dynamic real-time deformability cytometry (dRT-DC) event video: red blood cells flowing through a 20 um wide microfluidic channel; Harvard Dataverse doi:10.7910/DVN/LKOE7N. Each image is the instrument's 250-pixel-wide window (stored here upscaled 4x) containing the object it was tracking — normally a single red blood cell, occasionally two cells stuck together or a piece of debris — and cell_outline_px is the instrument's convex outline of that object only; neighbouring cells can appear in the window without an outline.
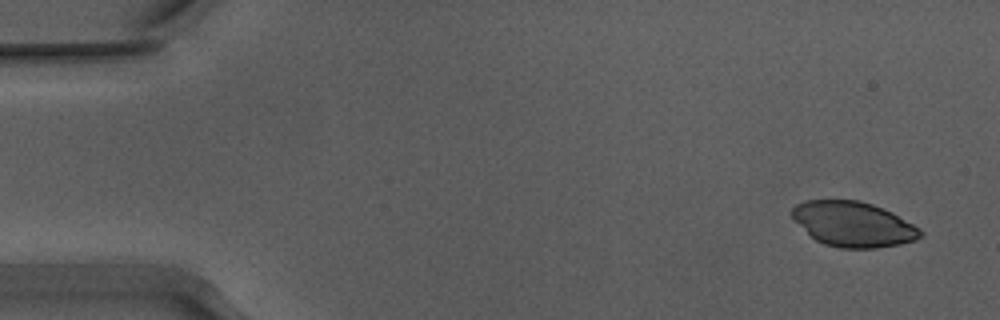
{"species": "Egyptian fruit bat (a non-hibernating species)", "species_latin": "Rousettus aegyptiacus", "temperature_condition": "warm", "stored_images_in_passage": 19, "camera_frame_rate_fps": 3000, "um_per_image_px": 0.085, "animal": {"sex": "male"}, "frame": {"image": 1, "passage_image": 2, "time_ms": 0.333, "image_size_px": [1000, 320], "cell_outline_px": [[924, 236], [916, 240], [900, 244], [876, 248], [840, 248], [824, 244], [816, 240], [792, 216], [792, 208], [796, 204], [808, 200], [860, 200], [872, 204], [892, 212], [920, 228], [924, 232]], "centroid_in_image_um": [72.59, 19.06], "position_along_channel_um": 12.4, "area_um2": 33.52}}